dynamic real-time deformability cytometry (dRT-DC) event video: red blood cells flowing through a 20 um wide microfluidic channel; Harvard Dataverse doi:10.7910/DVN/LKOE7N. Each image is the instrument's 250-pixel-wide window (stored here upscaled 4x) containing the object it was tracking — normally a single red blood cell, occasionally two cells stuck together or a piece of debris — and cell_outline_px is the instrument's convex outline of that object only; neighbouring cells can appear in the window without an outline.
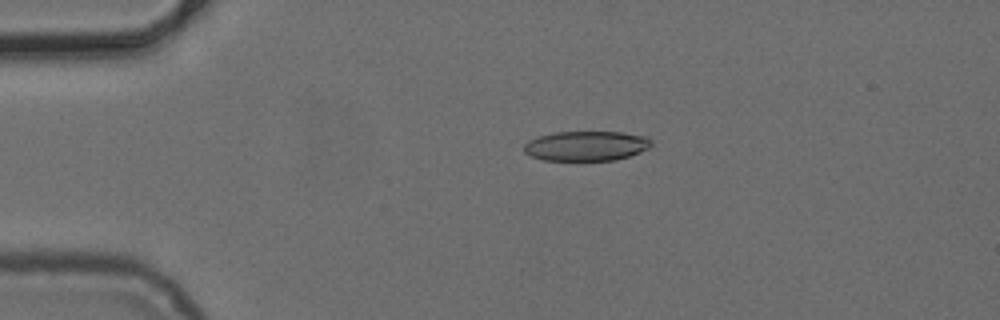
{"species": "common noctule bat (a hibernating species)", "species_latin": "Nyctalus noctula", "temperature_condition": "cold", "stored_images_in_passage": 8, "camera_frame_rate_fps": 3000, "um_per_image_px": 0.085, "animal": {"sex": "female", "body_mass_g": 24.6, "forearm_length_mm": 56.2}, "frame": {"image": 1, "passage_image": 4, "time_ms": 3.667, "image_size_px": [1000, 320], "cell_outline_px": [[652, 144], [648, 148], [640, 152], [616, 160], [544, 160], [532, 156], [524, 152], [524, 144], [528, 140], [540, 136], [556, 132], [620, 132], [648, 136], [652, 140]], "centroid_in_image_um": [49.85, 12.4], "position_along_channel_um": 35.1, "area_um2": 22.08}}
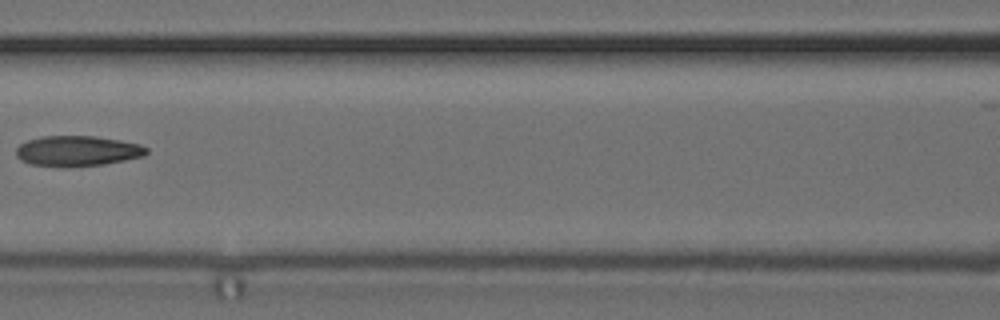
{"frame": {"image": 2, "passage_image": 7, "time_ms": 8.0, "image_size_px": [1000, 320], "cell_outline_px": [[148, 152], [144, 156], [104, 164], [68, 168], [64, 168], [28, 164], [20, 160], [16, 156], [16, 148], [20, 144], [28, 140], [44, 136], [96, 136], [120, 140], [140, 144], [148, 148]], "centroid_in_image_um": [6.56, 12.85], "position_along_channel_um": 160.0, "area_um2": 23.47}}
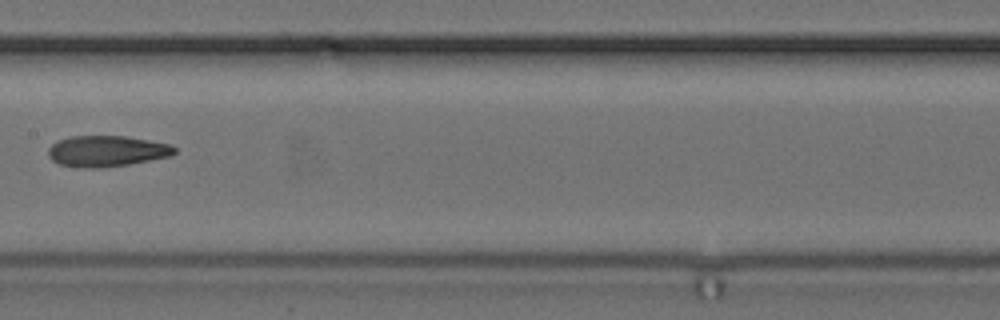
{"frame": {"image": 3, "passage_image": 8, "time_ms": 9.0, "image_size_px": [1000, 320], "cell_outline_px": [[176, 152], [172, 156], [128, 164], [104, 168], [80, 168], [60, 164], [52, 160], [48, 156], [48, 148], [52, 144], [60, 140], [72, 136], [124, 136], [148, 140], [168, 144], [176, 148]], "centroid_in_image_um": [9.06, 12.85], "position_along_channel_um": 198.3, "area_um2": 22.77}}